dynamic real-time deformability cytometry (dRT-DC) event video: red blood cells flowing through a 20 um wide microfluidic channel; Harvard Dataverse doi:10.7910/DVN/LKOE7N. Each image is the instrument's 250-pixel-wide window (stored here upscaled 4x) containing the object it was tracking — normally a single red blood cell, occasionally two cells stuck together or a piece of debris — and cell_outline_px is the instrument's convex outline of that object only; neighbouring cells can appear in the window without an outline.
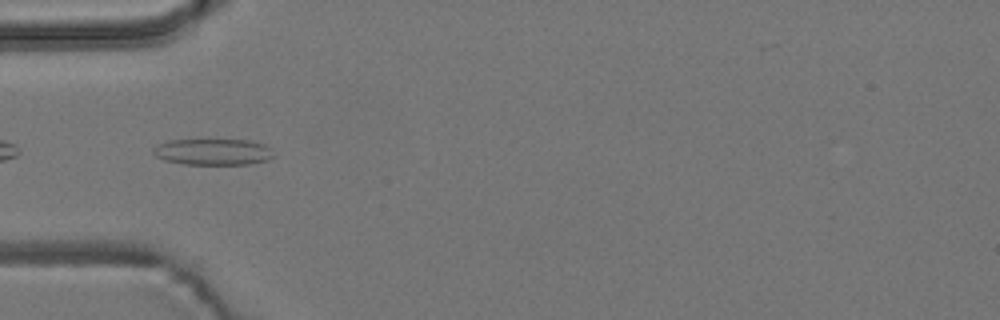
{"species": "common noctule bat (a hibernating species)", "species_latin": "Nyctalus noctula", "temperature_condition": "room temperature", "stored_images_in_passage": 40, "camera_frame_rate_fps": 3000, "um_per_image_px": 0.085, "animal": {"sex": "male", "body_mass_g": 19.2, "forearm_length_mm": 51.8}, "frame": {"image": 1, "passage_image": 2, "time_ms": 0.333, "image_size_px": [1000, 320], "cell_outline_px": [[276, 156], [268, 160], [248, 164], [184, 164], [164, 160], [156, 156], [152, 152], [152, 148], [168, 140], [252, 140], [264, 144], [272, 148]], "centroid_in_image_um": [18.16, 12.91], "position_along_channel_um": 66.8, "area_um2": 18.61}}
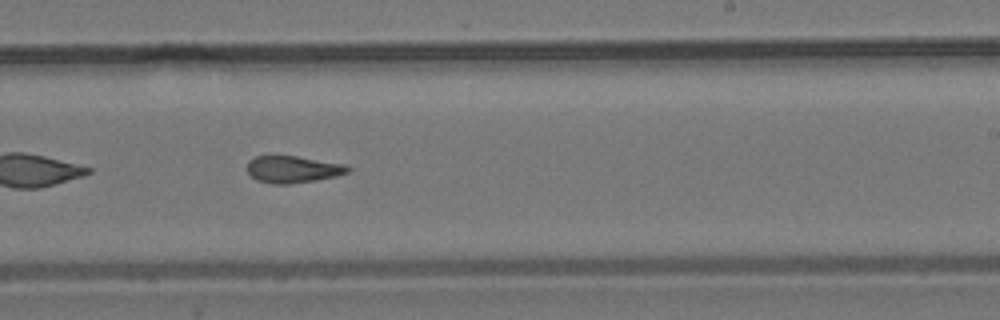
{"frame": {"image": 2, "passage_image": 18, "time_ms": 5.667, "image_size_px": [1000, 320], "cell_outline_px": [[352, 168], [348, 172], [336, 176], [316, 180], [288, 184], [272, 184], [256, 180], [248, 172], [248, 160], [256, 156], [296, 156], [344, 164]], "centroid_in_image_um": [24.89, 14.4], "position_along_channel_um": 264.1, "area_um2": 15.72}}
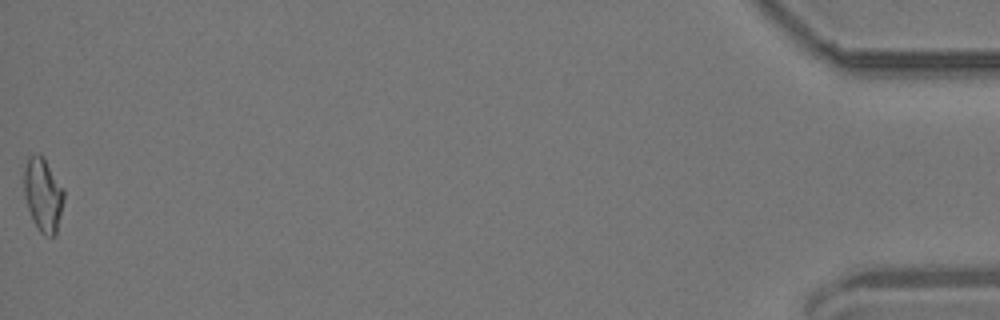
{"frame": {"image": 3, "passage_image": 40, "time_ms": 13.0, "image_size_px": [1000, 320], "cell_outline_px": [[64, 196], [56, 236], [44, 236], [40, 232], [28, 208], [24, 196], [24, 168], [28, 156], [44, 156], [64, 188]], "centroid_in_image_um": [3.67, 16.54], "position_along_channel_um": 431.5, "area_um2": 17.05}, "authors_computed_cell_mechanics": {"area_um2": 16.2996, "velocity_mm_per_s": 3.7038, "shape_relaxation_time_tau1_ms": null, "shape_relaxation_time_tau2_ms": 4.1841, "deformation_change_tau1": null, "deformation_change_tau2": 0.1265}}